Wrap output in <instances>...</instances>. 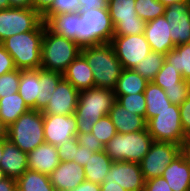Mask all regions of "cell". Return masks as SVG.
I'll use <instances>...</instances> for the list:
<instances>
[{
	"label": "cell",
	"instance_id": "obj_1",
	"mask_svg": "<svg viewBox=\"0 0 190 191\" xmlns=\"http://www.w3.org/2000/svg\"><path fill=\"white\" fill-rule=\"evenodd\" d=\"M63 74L39 69L21 70L18 93L30 110L43 111Z\"/></svg>",
	"mask_w": 190,
	"mask_h": 191
},
{
	"label": "cell",
	"instance_id": "obj_2",
	"mask_svg": "<svg viewBox=\"0 0 190 191\" xmlns=\"http://www.w3.org/2000/svg\"><path fill=\"white\" fill-rule=\"evenodd\" d=\"M81 54L93 71L95 87L114 91L123 67L111 43L83 47Z\"/></svg>",
	"mask_w": 190,
	"mask_h": 191
},
{
	"label": "cell",
	"instance_id": "obj_3",
	"mask_svg": "<svg viewBox=\"0 0 190 191\" xmlns=\"http://www.w3.org/2000/svg\"><path fill=\"white\" fill-rule=\"evenodd\" d=\"M115 102L112 90L93 87L80 91L74 113L78 133H90L95 122L108 115Z\"/></svg>",
	"mask_w": 190,
	"mask_h": 191
},
{
	"label": "cell",
	"instance_id": "obj_4",
	"mask_svg": "<svg viewBox=\"0 0 190 191\" xmlns=\"http://www.w3.org/2000/svg\"><path fill=\"white\" fill-rule=\"evenodd\" d=\"M43 35L44 22L42 21L33 31L15 34L0 44L12 56L17 69H39Z\"/></svg>",
	"mask_w": 190,
	"mask_h": 191
},
{
	"label": "cell",
	"instance_id": "obj_5",
	"mask_svg": "<svg viewBox=\"0 0 190 191\" xmlns=\"http://www.w3.org/2000/svg\"><path fill=\"white\" fill-rule=\"evenodd\" d=\"M80 53L81 47L75 41L51 32L44 23L41 68L63 74Z\"/></svg>",
	"mask_w": 190,
	"mask_h": 191
},
{
	"label": "cell",
	"instance_id": "obj_6",
	"mask_svg": "<svg viewBox=\"0 0 190 191\" xmlns=\"http://www.w3.org/2000/svg\"><path fill=\"white\" fill-rule=\"evenodd\" d=\"M76 43L81 47L110 43L114 36V25L108 9L79 11Z\"/></svg>",
	"mask_w": 190,
	"mask_h": 191
},
{
	"label": "cell",
	"instance_id": "obj_7",
	"mask_svg": "<svg viewBox=\"0 0 190 191\" xmlns=\"http://www.w3.org/2000/svg\"><path fill=\"white\" fill-rule=\"evenodd\" d=\"M152 142L147 129L126 134L117 133L104 146V150L112 161L140 163Z\"/></svg>",
	"mask_w": 190,
	"mask_h": 191
},
{
	"label": "cell",
	"instance_id": "obj_8",
	"mask_svg": "<svg viewBox=\"0 0 190 191\" xmlns=\"http://www.w3.org/2000/svg\"><path fill=\"white\" fill-rule=\"evenodd\" d=\"M7 139L21 151L29 153L45 142L43 113L29 110L7 127Z\"/></svg>",
	"mask_w": 190,
	"mask_h": 191
},
{
	"label": "cell",
	"instance_id": "obj_9",
	"mask_svg": "<svg viewBox=\"0 0 190 191\" xmlns=\"http://www.w3.org/2000/svg\"><path fill=\"white\" fill-rule=\"evenodd\" d=\"M146 129L153 141L169 142L182 146L187 135L181 125L179 106L171 104L167 109L149 119Z\"/></svg>",
	"mask_w": 190,
	"mask_h": 191
},
{
	"label": "cell",
	"instance_id": "obj_10",
	"mask_svg": "<svg viewBox=\"0 0 190 191\" xmlns=\"http://www.w3.org/2000/svg\"><path fill=\"white\" fill-rule=\"evenodd\" d=\"M136 0H108V10L114 25V36L143 34L146 22L138 17Z\"/></svg>",
	"mask_w": 190,
	"mask_h": 191
},
{
	"label": "cell",
	"instance_id": "obj_11",
	"mask_svg": "<svg viewBox=\"0 0 190 191\" xmlns=\"http://www.w3.org/2000/svg\"><path fill=\"white\" fill-rule=\"evenodd\" d=\"M42 21V16L31 8L0 10V43L15 34L33 31Z\"/></svg>",
	"mask_w": 190,
	"mask_h": 191
},
{
	"label": "cell",
	"instance_id": "obj_12",
	"mask_svg": "<svg viewBox=\"0 0 190 191\" xmlns=\"http://www.w3.org/2000/svg\"><path fill=\"white\" fill-rule=\"evenodd\" d=\"M180 154V145L153 141L148 153L139 163L144 179L150 180L161 176L165 168Z\"/></svg>",
	"mask_w": 190,
	"mask_h": 191
},
{
	"label": "cell",
	"instance_id": "obj_13",
	"mask_svg": "<svg viewBox=\"0 0 190 191\" xmlns=\"http://www.w3.org/2000/svg\"><path fill=\"white\" fill-rule=\"evenodd\" d=\"M110 43L123 69H133L152 51L144 34L113 36Z\"/></svg>",
	"mask_w": 190,
	"mask_h": 191
},
{
	"label": "cell",
	"instance_id": "obj_14",
	"mask_svg": "<svg viewBox=\"0 0 190 191\" xmlns=\"http://www.w3.org/2000/svg\"><path fill=\"white\" fill-rule=\"evenodd\" d=\"M104 181L119 184L126 191H144L146 180L139 163L113 161Z\"/></svg>",
	"mask_w": 190,
	"mask_h": 191
},
{
	"label": "cell",
	"instance_id": "obj_15",
	"mask_svg": "<svg viewBox=\"0 0 190 191\" xmlns=\"http://www.w3.org/2000/svg\"><path fill=\"white\" fill-rule=\"evenodd\" d=\"M43 128L45 142L56 147L75 138L78 133L74 114L43 115Z\"/></svg>",
	"mask_w": 190,
	"mask_h": 191
},
{
	"label": "cell",
	"instance_id": "obj_16",
	"mask_svg": "<svg viewBox=\"0 0 190 191\" xmlns=\"http://www.w3.org/2000/svg\"><path fill=\"white\" fill-rule=\"evenodd\" d=\"M78 91L64 78L58 83L51 99L42 111L43 115H72L76 112L79 100Z\"/></svg>",
	"mask_w": 190,
	"mask_h": 191
},
{
	"label": "cell",
	"instance_id": "obj_17",
	"mask_svg": "<svg viewBox=\"0 0 190 191\" xmlns=\"http://www.w3.org/2000/svg\"><path fill=\"white\" fill-rule=\"evenodd\" d=\"M170 24V36L176 46L190 43V3H175L164 12Z\"/></svg>",
	"mask_w": 190,
	"mask_h": 191
},
{
	"label": "cell",
	"instance_id": "obj_18",
	"mask_svg": "<svg viewBox=\"0 0 190 191\" xmlns=\"http://www.w3.org/2000/svg\"><path fill=\"white\" fill-rule=\"evenodd\" d=\"M170 27L164 15L146 22L143 34L153 52L165 55L176 47L170 36Z\"/></svg>",
	"mask_w": 190,
	"mask_h": 191
},
{
	"label": "cell",
	"instance_id": "obj_19",
	"mask_svg": "<svg viewBox=\"0 0 190 191\" xmlns=\"http://www.w3.org/2000/svg\"><path fill=\"white\" fill-rule=\"evenodd\" d=\"M49 178L56 191H70L86 180L84 167L75 161H61Z\"/></svg>",
	"mask_w": 190,
	"mask_h": 191
},
{
	"label": "cell",
	"instance_id": "obj_20",
	"mask_svg": "<svg viewBox=\"0 0 190 191\" xmlns=\"http://www.w3.org/2000/svg\"><path fill=\"white\" fill-rule=\"evenodd\" d=\"M28 153L21 151L9 139H3L0 167L6 177L18 179L27 169Z\"/></svg>",
	"mask_w": 190,
	"mask_h": 191
},
{
	"label": "cell",
	"instance_id": "obj_21",
	"mask_svg": "<svg viewBox=\"0 0 190 191\" xmlns=\"http://www.w3.org/2000/svg\"><path fill=\"white\" fill-rule=\"evenodd\" d=\"M27 160L29 170L47 175L51 174L61 162L57 147L47 142L42 143L33 151H30Z\"/></svg>",
	"mask_w": 190,
	"mask_h": 191
},
{
	"label": "cell",
	"instance_id": "obj_22",
	"mask_svg": "<svg viewBox=\"0 0 190 191\" xmlns=\"http://www.w3.org/2000/svg\"><path fill=\"white\" fill-rule=\"evenodd\" d=\"M63 78L69 81L78 91L95 87L93 71L81 53L67 67L63 73Z\"/></svg>",
	"mask_w": 190,
	"mask_h": 191
},
{
	"label": "cell",
	"instance_id": "obj_23",
	"mask_svg": "<svg viewBox=\"0 0 190 191\" xmlns=\"http://www.w3.org/2000/svg\"><path fill=\"white\" fill-rule=\"evenodd\" d=\"M108 116L116 127L117 133L126 134L146 129L147 122L144 117L131 113L117 101Z\"/></svg>",
	"mask_w": 190,
	"mask_h": 191
},
{
	"label": "cell",
	"instance_id": "obj_24",
	"mask_svg": "<svg viewBox=\"0 0 190 191\" xmlns=\"http://www.w3.org/2000/svg\"><path fill=\"white\" fill-rule=\"evenodd\" d=\"M161 176L172 191H190V167L182 153L165 168Z\"/></svg>",
	"mask_w": 190,
	"mask_h": 191
},
{
	"label": "cell",
	"instance_id": "obj_25",
	"mask_svg": "<svg viewBox=\"0 0 190 191\" xmlns=\"http://www.w3.org/2000/svg\"><path fill=\"white\" fill-rule=\"evenodd\" d=\"M79 19L78 12H69L50 15L44 23L51 32L76 42L77 23Z\"/></svg>",
	"mask_w": 190,
	"mask_h": 191
},
{
	"label": "cell",
	"instance_id": "obj_26",
	"mask_svg": "<svg viewBox=\"0 0 190 191\" xmlns=\"http://www.w3.org/2000/svg\"><path fill=\"white\" fill-rule=\"evenodd\" d=\"M113 161L105 150L94 152L84 166L86 181L101 185L108 174Z\"/></svg>",
	"mask_w": 190,
	"mask_h": 191
},
{
	"label": "cell",
	"instance_id": "obj_27",
	"mask_svg": "<svg viewBox=\"0 0 190 191\" xmlns=\"http://www.w3.org/2000/svg\"><path fill=\"white\" fill-rule=\"evenodd\" d=\"M29 110L18 92L0 98V119L7 127Z\"/></svg>",
	"mask_w": 190,
	"mask_h": 191
},
{
	"label": "cell",
	"instance_id": "obj_28",
	"mask_svg": "<svg viewBox=\"0 0 190 191\" xmlns=\"http://www.w3.org/2000/svg\"><path fill=\"white\" fill-rule=\"evenodd\" d=\"M144 96L146 100V122L172 104L165 91L152 81L148 82Z\"/></svg>",
	"mask_w": 190,
	"mask_h": 191
},
{
	"label": "cell",
	"instance_id": "obj_29",
	"mask_svg": "<svg viewBox=\"0 0 190 191\" xmlns=\"http://www.w3.org/2000/svg\"><path fill=\"white\" fill-rule=\"evenodd\" d=\"M149 81L134 69H123L118 78L115 95H130L144 92Z\"/></svg>",
	"mask_w": 190,
	"mask_h": 191
},
{
	"label": "cell",
	"instance_id": "obj_30",
	"mask_svg": "<svg viewBox=\"0 0 190 191\" xmlns=\"http://www.w3.org/2000/svg\"><path fill=\"white\" fill-rule=\"evenodd\" d=\"M17 191H56L49 175L27 169L16 179Z\"/></svg>",
	"mask_w": 190,
	"mask_h": 191
},
{
	"label": "cell",
	"instance_id": "obj_31",
	"mask_svg": "<svg viewBox=\"0 0 190 191\" xmlns=\"http://www.w3.org/2000/svg\"><path fill=\"white\" fill-rule=\"evenodd\" d=\"M165 60L181 73L184 80L190 81V43L176 46L165 54Z\"/></svg>",
	"mask_w": 190,
	"mask_h": 191
},
{
	"label": "cell",
	"instance_id": "obj_32",
	"mask_svg": "<svg viewBox=\"0 0 190 191\" xmlns=\"http://www.w3.org/2000/svg\"><path fill=\"white\" fill-rule=\"evenodd\" d=\"M165 61V55L151 51L133 68L144 79L151 82L160 71Z\"/></svg>",
	"mask_w": 190,
	"mask_h": 191
},
{
	"label": "cell",
	"instance_id": "obj_33",
	"mask_svg": "<svg viewBox=\"0 0 190 191\" xmlns=\"http://www.w3.org/2000/svg\"><path fill=\"white\" fill-rule=\"evenodd\" d=\"M185 80L166 60L152 82L164 89L178 88Z\"/></svg>",
	"mask_w": 190,
	"mask_h": 191
},
{
	"label": "cell",
	"instance_id": "obj_34",
	"mask_svg": "<svg viewBox=\"0 0 190 191\" xmlns=\"http://www.w3.org/2000/svg\"><path fill=\"white\" fill-rule=\"evenodd\" d=\"M135 9L138 17L147 22L164 15L166 7L158 0H136Z\"/></svg>",
	"mask_w": 190,
	"mask_h": 191
},
{
	"label": "cell",
	"instance_id": "obj_35",
	"mask_svg": "<svg viewBox=\"0 0 190 191\" xmlns=\"http://www.w3.org/2000/svg\"><path fill=\"white\" fill-rule=\"evenodd\" d=\"M116 101L131 113L138 114L146 120V100L144 92L130 95H116Z\"/></svg>",
	"mask_w": 190,
	"mask_h": 191
},
{
	"label": "cell",
	"instance_id": "obj_36",
	"mask_svg": "<svg viewBox=\"0 0 190 191\" xmlns=\"http://www.w3.org/2000/svg\"><path fill=\"white\" fill-rule=\"evenodd\" d=\"M91 133L105 146L117 134V130L110 117L106 115L95 122Z\"/></svg>",
	"mask_w": 190,
	"mask_h": 191
},
{
	"label": "cell",
	"instance_id": "obj_37",
	"mask_svg": "<svg viewBox=\"0 0 190 191\" xmlns=\"http://www.w3.org/2000/svg\"><path fill=\"white\" fill-rule=\"evenodd\" d=\"M21 69H15L0 76V98L18 92Z\"/></svg>",
	"mask_w": 190,
	"mask_h": 191
},
{
	"label": "cell",
	"instance_id": "obj_38",
	"mask_svg": "<svg viewBox=\"0 0 190 191\" xmlns=\"http://www.w3.org/2000/svg\"><path fill=\"white\" fill-rule=\"evenodd\" d=\"M79 11V0H53L51 7L42 15V20L44 22L50 15Z\"/></svg>",
	"mask_w": 190,
	"mask_h": 191
},
{
	"label": "cell",
	"instance_id": "obj_39",
	"mask_svg": "<svg viewBox=\"0 0 190 191\" xmlns=\"http://www.w3.org/2000/svg\"><path fill=\"white\" fill-rule=\"evenodd\" d=\"M172 104L180 105L190 94L189 81L185 80L178 88L164 89Z\"/></svg>",
	"mask_w": 190,
	"mask_h": 191
},
{
	"label": "cell",
	"instance_id": "obj_40",
	"mask_svg": "<svg viewBox=\"0 0 190 191\" xmlns=\"http://www.w3.org/2000/svg\"><path fill=\"white\" fill-rule=\"evenodd\" d=\"M76 137L57 146L60 161H73L78 149Z\"/></svg>",
	"mask_w": 190,
	"mask_h": 191
},
{
	"label": "cell",
	"instance_id": "obj_41",
	"mask_svg": "<svg viewBox=\"0 0 190 191\" xmlns=\"http://www.w3.org/2000/svg\"><path fill=\"white\" fill-rule=\"evenodd\" d=\"M76 139L78 144L90 149L92 152H100L104 150V145L90 133H77Z\"/></svg>",
	"mask_w": 190,
	"mask_h": 191
},
{
	"label": "cell",
	"instance_id": "obj_42",
	"mask_svg": "<svg viewBox=\"0 0 190 191\" xmlns=\"http://www.w3.org/2000/svg\"><path fill=\"white\" fill-rule=\"evenodd\" d=\"M181 125L184 133L188 135L190 133V94L179 105Z\"/></svg>",
	"mask_w": 190,
	"mask_h": 191
},
{
	"label": "cell",
	"instance_id": "obj_43",
	"mask_svg": "<svg viewBox=\"0 0 190 191\" xmlns=\"http://www.w3.org/2000/svg\"><path fill=\"white\" fill-rule=\"evenodd\" d=\"M17 69L12 56L0 44V76Z\"/></svg>",
	"mask_w": 190,
	"mask_h": 191
},
{
	"label": "cell",
	"instance_id": "obj_44",
	"mask_svg": "<svg viewBox=\"0 0 190 191\" xmlns=\"http://www.w3.org/2000/svg\"><path fill=\"white\" fill-rule=\"evenodd\" d=\"M144 191H172L164 177L159 176L145 181Z\"/></svg>",
	"mask_w": 190,
	"mask_h": 191
},
{
	"label": "cell",
	"instance_id": "obj_45",
	"mask_svg": "<svg viewBox=\"0 0 190 191\" xmlns=\"http://www.w3.org/2000/svg\"><path fill=\"white\" fill-rule=\"evenodd\" d=\"M80 11H90L91 9H108V0H79Z\"/></svg>",
	"mask_w": 190,
	"mask_h": 191
},
{
	"label": "cell",
	"instance_id": "obj_46",
	"mask_svg": "<svg viewBox=\"0 0 190 191\" xmlns=\"http://www.w3.org/2000/svg\"><path fill=\"white\" fill-rule=\"evenodd\" d=\"M93 153L94 152H92L90 149H87L79 144L73 161L84 167L87 163V160L92 156Z\"/></svg>",
	"mask_w": 190,
	"mask_h": 191
},
{
	"label": "cell",
	"instance_id": "obj_47",
	"mask_svg": "<svg viewBox=\"0 0 190 191\" xmlns=\"http://www.w3.org/2000/svg\"><path fill=\"white\" fill-rule=\"evenodd\" d=\"M53 0H33V9L41 16L51 7Z\"/></svg>",
	"mask_w": 190,
	"mask_h": 191
},
{
	"label": "cell",
	"instance_id": "obj_48",
	"mask_svg": "<svg viewBox=\"0 0 190 191\" xmlns=\"http://www.w3.org/2000/svg\"><path fill=\"white\" fill-rule=\"evenodd\" d=\"M0 191H17L16 179L6 177L1 180Z\"/></svg>",
	"mask_w": 190,
	"mask_h": 191
},
{
	"label": "cell",
	"instance_id": "obj_49",
	"mask_svg": "<svg viewBox=\"0 0 190 191\" xmlns=\"http://www.w3.org/2000/svg\"><path fill=\"white\" fill-rule=\"evenodd\" d=\"M70 191H100V185L85 180Z\"/></svg>",
	"mask_w": 190,
	"mask_h": 191
},
{
	"label": "cell",
	"instance_id": "obj_50",
	"mask_svg": "<svg viewBox=\"0 0 190 191\" xmlns=\"http://www.w3.org/2000/svg\"><path fill=\"white\" fill-rule=\"evenodd\" d=\"M10 7L31 8L33 9V0H9Z\"/></svg>",
	"mask_w": 190,
	"mask_h": 191
},
{
	"label": "cell",
	"instance_id": "obj_51",
	"mask_svg": "<svg viewBox=\"0 0 190 191\" xmlns=\"http://www.w3.org/2000/svg\"><path fill=\"white\" fill-rule=\"evenodd\" d=\"M100 191H126L123 187L119 184L109 183V181H104L100 185Z\"/></svg>",
	"mask_w": 190,
	"mask_h": 191
},
{
	"label": "cell",
	"instance_id": "obj_52",
	"mask_svg": "<svg viewBox=\"0 0 190 191\" xmlns=\"http://www.w3.org/2000/svg\"><path fill=\"white\" fill-rule=\"evenodd\" d=\"M181 153L185 157L190 167V144H183L181 146Z\"/></svg>",
	"mask_w": 190,
	"mask_h": 191
},
{
	"label": "cell",
	"instance_id": "obj_53",
	"mask_svg": "<svg viewBox=\"0 0 190 191\" xmlns=\"http://www.w3.org/2000/svg\"><path fill=\"white\" fill-rule=\"evenodd\" d=\"M165 7L173 5L175 3H190V0H158Z\"/></svg>",
	"mask_w": 190,
	"mask_h": 191
},
{
	"label": "cell",
	"instance_id": "obj_54",
	"mask_svg": "<svg viewBox=\"0 0 190 191\" xmlns=\"http://www.w3.org/2000/svg\"><path fill=\"white\" fill-rule=\"evenodd\" d=\"M7 138V126L0 119V139Z\"/></svg>",
	"mask_w": 190,
	"mask_h": 191
},
{
	"label": "cell",
	"instance_id": "obj_55",
	"mask_svg": "<svg viewBox=\"0 0 190 191\" xmlns=\"http://www.w3.org/2000/svg\"><path fill=\"white\" fill-rule=\"evenodd\" d=\"M11 8L9 5V0H0V10Z\"/></svg>",
	"mask_w": 190,
	"mask_h": 191
},
{
	"label": "cell",
	"instance_id": "obj_56",
	"mask_svg": "<svg viewBox=\"0 0 190 191\" xmlns=\"http://www.w3.org/2000/svg\"><path fill=\"white\" fill-rule=\"evenodd\" d=\"M3 154V139H0V161Z\"/></svg>",
	"mask_w": 190,
	"mask_h": 191
},
{
	"label": "cell",
	"instance_id": "obj_57",
	"mask_svg": "<svg viewBox=\"0 0 190 191\" xmlns=\"http://www.w3.org/2000/svg\"><path fill=\"white\" fill-rule=\"evenodd\" d=\"M4 178H6L5 173L2 170V168L0 167V181L3 180Z\"/></svg>",
	"mask_w": 190,
	"mask_h": 191
},
{
	"label": "cell",
	"instance_id": "obj_58",
	"mask_svg": "<svg viewBox=\"0 0 190 191\" xmlns=\"http://www.w3.org/2000/svg\"><path fill=\"white\" fill-rule=\"evenodd\" d=\"M183 144H190V133L187 135V139Z\"/></svg>",
	"mask_w": 190,
	"mask_h": 191
}]
</instances>
